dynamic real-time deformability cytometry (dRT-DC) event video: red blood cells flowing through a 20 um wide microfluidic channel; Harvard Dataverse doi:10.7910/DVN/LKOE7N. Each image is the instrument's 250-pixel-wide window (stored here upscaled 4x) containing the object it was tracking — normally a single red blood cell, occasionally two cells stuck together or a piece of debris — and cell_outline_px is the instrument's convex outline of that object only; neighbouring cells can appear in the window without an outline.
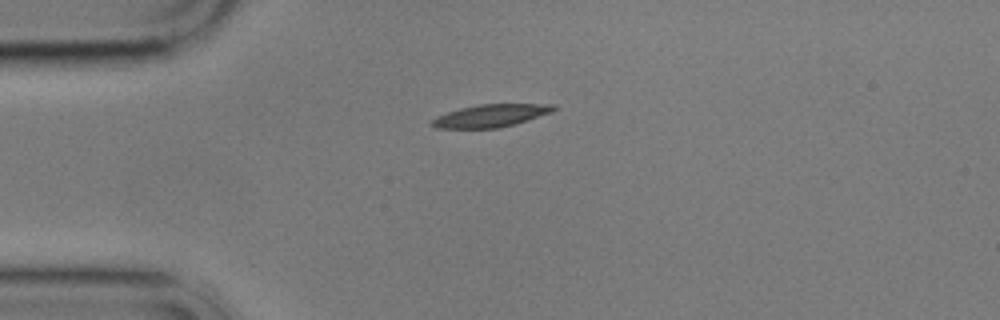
{"species": "common noctule bat (a hibernating species)", "species_latin": "Nyctalus noctula", "temperature_condition": "cold", "stored_images_in_passage": 12, "camera_frame_rate_fps": 3000, "um_per_image_px": 0.085, "animal": {"sex": "male", "body_mass_g": 17.9}, "frame": {"image": 1, "passage_image": 1, "time_ms": 0.0, "image_size_px": [1000, 320], "cell_outline_px": [[556, 108], [552, 112], [516, 124], [496, 128], [436, 128], [432, 124], [432, 120], [436, 116], [460, 108], [480, 104], [556, 104]], "centroid_in_image_um": [41.74, 9.83], "position_along_channel_um": 43.3, "area_um2": 15.95}}
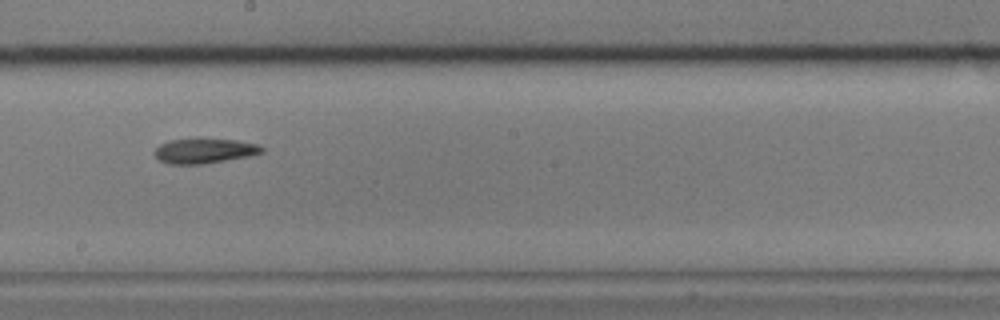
{"frame": {"image": 2, "passage_image": 6, "time_ms": 6.0, "image_size_px": [1000, 320], "cell_outline_px": [[264, 152], [248, 156], [204, 164], [168, 164], [160, 160], [152, 152], [160, 144], [168, 140], [200, 136], [236, 140], [260, 144], [264, 148]], "centroid_in_image_um": [17.37, 12.78], "position_along_channel_um": 230.8, "area_um2": 16.3}}
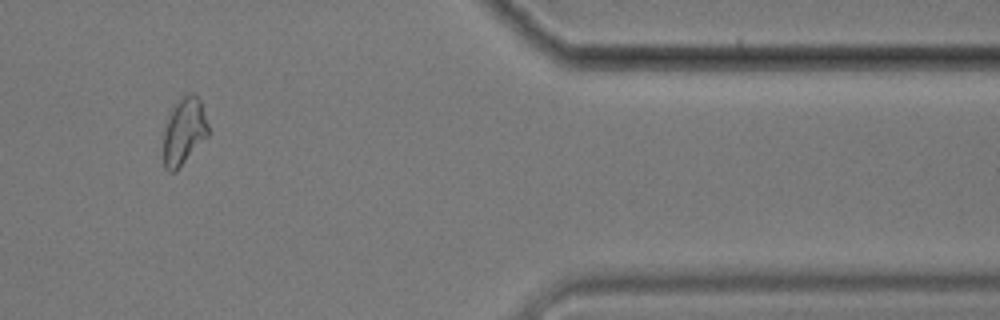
{"frame": {"image": 3, "passage_image": 10, "time_ms": 11.667, "image_size_px": [1000, 320], "cell_outline_px": [[208, 136], [176, 172], [168, 172], [164, 168], [160, 148], [164, 128], [172, 108], [188, 92], [192, 92], [200, 100], [208, 124]], "centroid_in_image_um": [15.58, 11.24], "position_along_channel_um": 395.8, "area_um2": 17.98}, "authors_computed_cell_mechanics": {"area_um2": 16.5308, "velocity_mm_per_s": 3.4678, "shape_relaxation_time_tau1_ms": 7.7035, "shape_relaxation_time_tau2_ms": 9.897, "deformation_change_tau1": 0.1161, "deformation_change_tau2": 0.148}}